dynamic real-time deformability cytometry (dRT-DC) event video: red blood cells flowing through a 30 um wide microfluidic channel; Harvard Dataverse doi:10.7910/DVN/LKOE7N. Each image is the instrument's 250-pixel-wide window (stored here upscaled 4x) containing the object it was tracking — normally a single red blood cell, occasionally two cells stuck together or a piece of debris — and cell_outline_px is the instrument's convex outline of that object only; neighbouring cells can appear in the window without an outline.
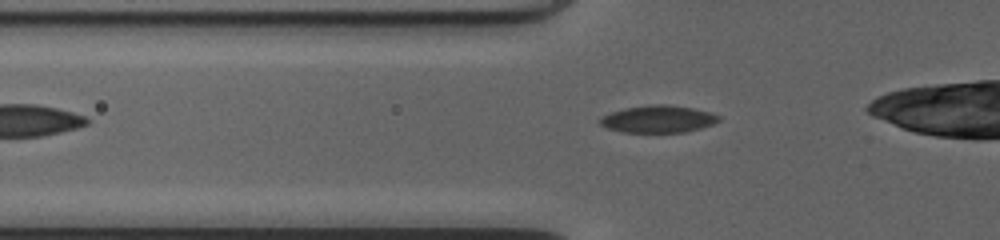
{"species": "common noctule bat (a hibernating species)", "species_latin": "Nyctalus noctula", "temperature_condition": "cold", "stored_images_in_passage": 31, "camera_frame_rate_fps": 3000, "um_per_image_px": 0.085, "animal": {"sex": "female", "body_mass_g": 20.0, "forearm_length_mm": 54.0}, "frame": {"image": 1, "passage_image": 3, "time_ms": 0.667, "image_size_px": [1000, 240], "cell_outline_px": [[720, 120], [712, 124], [700, 128], [684, 132], [624, 132], [608, 128], [600, 124], [600, 116], [624, 108], [652, 104], [664, 104], [692, 108], [708, 112], [720, 116]], "centroid_in_image_um": [55.92, 10.11], "position_along_channel_um": 69.9, "area_um2": 18.61}}
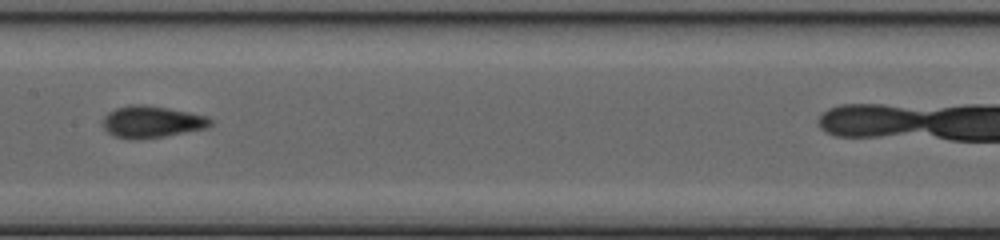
{"frame": {"image": 2, "passage_image": 12, "time_ms": 3.667, "image_size_px": [1000, 240], "cell_outline_px": [[212, 124], [208, 128], [164, 136], [128, 140], [112, 136], [104, 128], [104, 116], [108, 112], [116, 108], [128, 104], [144, 104], [168, 108], [208, 116], [212, 120]], "centroid_in_image_um": [12.89, 10.35], "position_along_channel_um": 194.5, "area_um2": 20.06}}
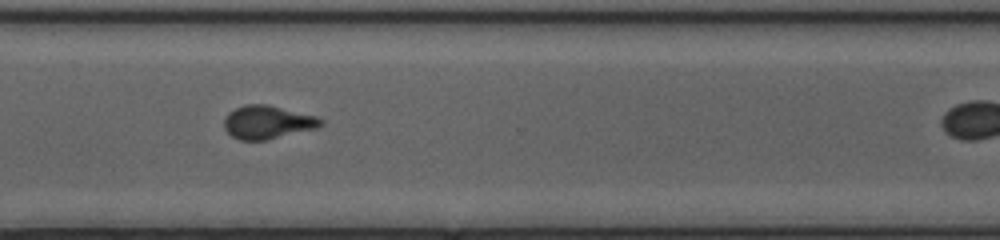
{"frame": {"image": 3, "passage_image": 23, "time_ms": 7.333, "image_size_px": [1000, 240], "cell_outline_px": [[324, 124], [316, 128], [268, 140], [240, 140], [232, 136], [224, 128], [224, 120], [228, 112], [244, 104], [268, 104], [316, 116], [324, 120]], "centroid_in_image_um": [22.74, 10.38], "position_along_channel_um": 347.9, "area_um2": 18.84}, "authors_computed_cell_mechanics": {"area_um2": 19.0162, "velocity_mm_per_s": 4.1966, "shape_relaxation_time_tau1_ms": 7.8733, "shape_relaxation_time_tau2_ms": 0.9098, "deformation_change_tau1": 0.1878, "deformation_change_tau2": 0.0723}}